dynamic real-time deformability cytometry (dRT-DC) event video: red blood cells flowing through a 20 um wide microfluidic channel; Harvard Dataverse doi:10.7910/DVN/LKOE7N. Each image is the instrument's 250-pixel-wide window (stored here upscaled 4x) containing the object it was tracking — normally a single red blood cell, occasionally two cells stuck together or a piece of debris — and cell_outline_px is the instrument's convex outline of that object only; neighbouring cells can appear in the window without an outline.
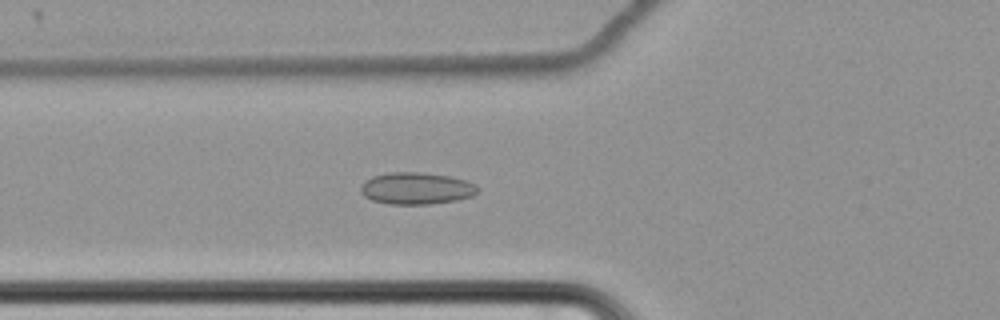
{"species": "common noctule bat (a hibernating species)", "species_latin": "Nyctalus noctula", "temperature_condition": "cold", "stored_images_in_passage": 64, "camera_frame_rate_fps": 3000, "um_per_image_px": 0.085, "animal": {"sex": "female", "body_mass_g": 22.7, "forearm_length_mm": 54.2}, "frame": {"image": 1, "passage_image": 27, "time_ms": 8.667, "image_size_px": [1000, 320], "cell_outline_px": [[480, 192], [472, 196], [456, 200], [428, 204], [388, 204], [372, 200], [364, 196], [360, 192], [360, 188], [364, 180], [372, 176], [388, 172], [420, 172], [448, 176], [464, 180], [476, 184], [480, 188]], "centroid_in_image_um": [35.38, 16.01], "position_along_channel_um": 90.4, "area_um2": 21.91}}
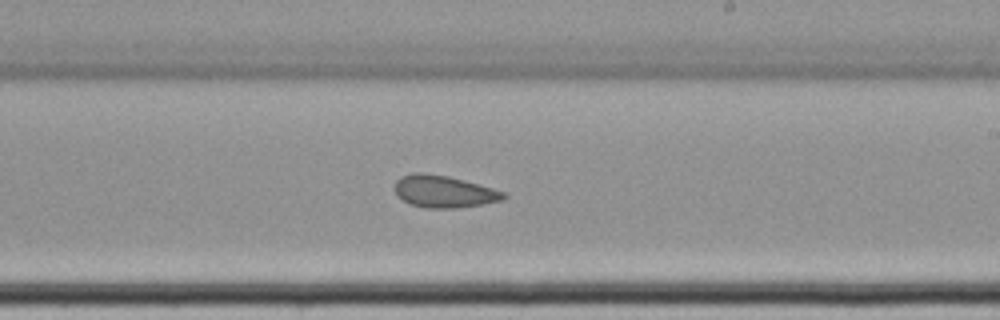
{"frame": {"image": 2, "passage_image": 41, "time_ms": 13.333, "image_size_px": [1000, 320], "cell_outline_px": [[508, 196], [504, 200], [484, 204], [452, 208], [428, 208], [408, 204], [396, 196], [396, 180], [400, 176], [412, 172], [424, 172], [448, 176], [464, 180], [492, 188], [504, 192]], "centroid_in_image_um": [37.71, 16.27], "position_along_channel_um": 251.3, "area_um2": 20.52}}
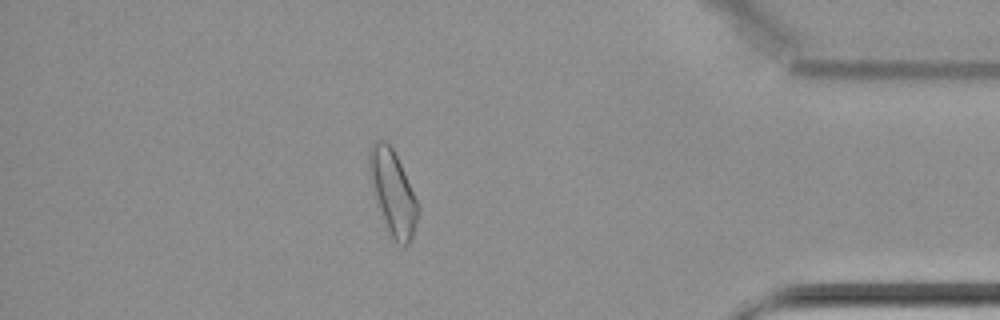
{"frame": {"image": 3, "passage_image": 57, "time_ms": 18.667, "image_size_px": [1000, 320], "cell_outline_px": [[416, 224], [412, 236], [408, 244], [404, 248], [388, 236], [376, 196], [368, 168], [368, 148], [376, 140], [384, 140], [392, 148], [404, 172], [416, 200]], "centroid_in_image_um": [33.36, 16.37], "position_along_channel_um": 401.8, "area_um2": 23.18}, "authors_computed_cell_mechanics": {"area_um2": 22.253, "velocity_mm_per_s": 3.4524, "shape_relaxation_time_tau1_ms": null, "shape_relaxation_time_tau2_ms": 4.2241, "deformation_change_tau1": null, "deformation_change_tau2": 0.094}}